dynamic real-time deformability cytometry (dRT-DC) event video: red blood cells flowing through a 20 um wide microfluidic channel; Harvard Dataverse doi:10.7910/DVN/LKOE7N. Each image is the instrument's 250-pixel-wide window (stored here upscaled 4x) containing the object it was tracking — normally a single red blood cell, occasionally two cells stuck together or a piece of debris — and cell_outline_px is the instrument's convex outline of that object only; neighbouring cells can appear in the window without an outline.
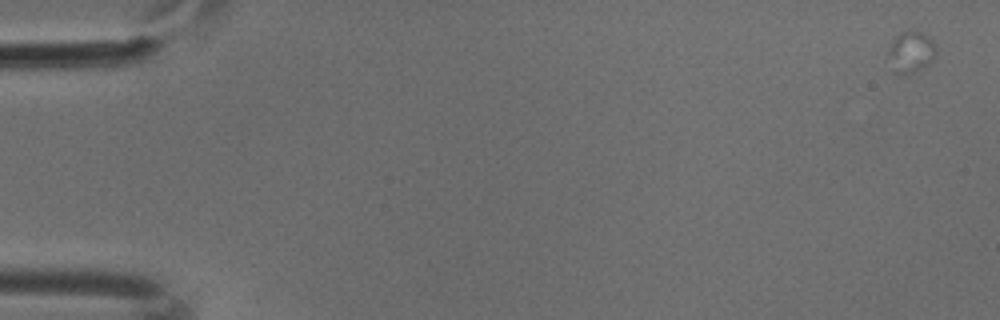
{"species": "common noctule bat (a hibernating species)", "species_latin": "Nyctalus noctula", "temperature_condition": "cold", "stored_images_in_passage": 8, "camera_frame_rate_fps": 3000, "um_per_image_px": 0.085, "animal": {"sex": "male", "body_mass_g": 18.8}, "frame": {"image": 1, "passage_image": 1, "time_ms": 0.0, "image_size_px": [1000, 320], "cell_outline_px": [[936, 56], [932, 64], [904, 76], [892, 72], [884, 56], [892, 40], [900, 32], [920, 32], [928, 36], [932, 40], [936, 48]], "centroid_in_image_um": [77.37, 4.49], "position_along_channel_um": 7.6, "area_um2": 12.2}}